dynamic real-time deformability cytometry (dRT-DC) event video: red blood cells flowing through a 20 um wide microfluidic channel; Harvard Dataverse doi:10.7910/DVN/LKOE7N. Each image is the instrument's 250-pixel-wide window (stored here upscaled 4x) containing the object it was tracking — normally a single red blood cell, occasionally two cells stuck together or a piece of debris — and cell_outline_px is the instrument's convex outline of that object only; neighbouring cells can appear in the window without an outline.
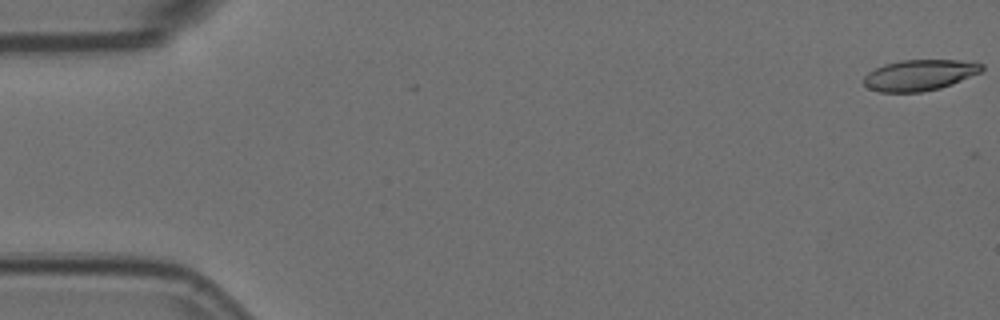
{"species": "Egyptian fruit bat (a non-hibernating species)", "species_latin": "Rousettus aegyptiacus", "temperature_condition": "room temperature", "stored_images_in_passage": 11, "camera_frame_rate_fps": 3000, "um_per_image_px": 0.085, "animal": {"sex": "female"}, "frame": {"image": 1, "passage_image": 1, "time_ms": 0.0, "image_size_px": [1000, 320], "cell_outline_px": [[984, 68], [980, 72], [952, 84], [940, 88], [920, 92], [880, 92], [868, 88], [864, 84], [864, 76], [868, 72], [884, 64], [900, 60], [956, 60], [984, 64]], "centroid_in_image_um": [78.14, 6.38], "position_along_channel_um": 6.9, "area_um2": 21.15}}